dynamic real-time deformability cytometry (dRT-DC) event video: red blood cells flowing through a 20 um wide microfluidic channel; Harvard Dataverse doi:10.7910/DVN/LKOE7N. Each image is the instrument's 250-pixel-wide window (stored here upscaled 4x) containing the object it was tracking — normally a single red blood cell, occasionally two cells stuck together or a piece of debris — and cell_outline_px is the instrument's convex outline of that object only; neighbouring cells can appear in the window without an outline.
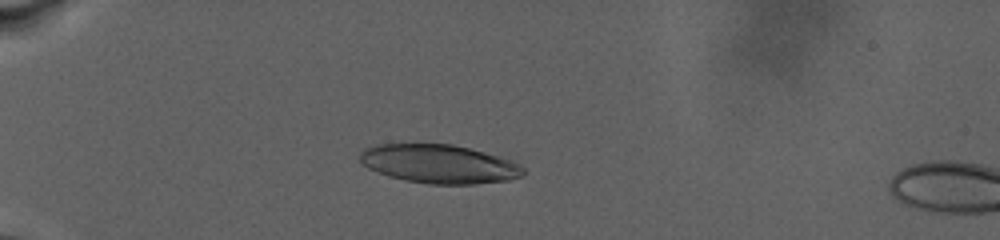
{"species": "human", "species_latin": "Homo sapiens", "temperature_condition": "warm", "stored_images_in_passage": 34, "camera_frame_rate_fps": 3000, "um_per_image_px": 0.085, "donor": {"sex": "male"}, "frame": {"image": 1, "passage_image": 10, "time_ms": 9.0, "image_size_px": [1000, 240], "cell_outline_px": [[528, 172], [524, 176], [508, 180], [476, 184], [428, 184], [404, 180], [388, 176], [376, 172], [368, 168], [360, 160], [360, 152], [364, 148], [376, 144], [452, 144], [484, 152], [512, 160], [520, 164]], "centroid_in_image_um": [37.35, 13.94], "position_along_channel_um": 47.6, "area_um2": 37.11}}
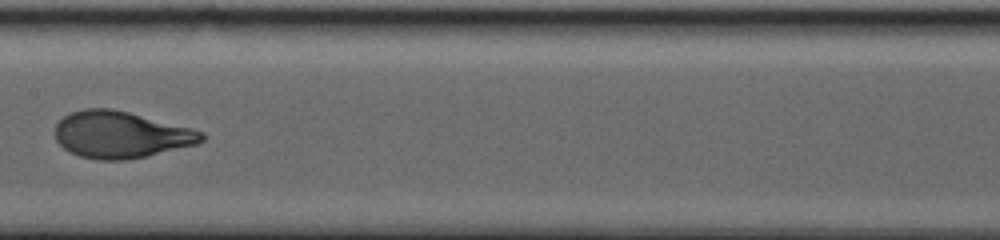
{"frame": {"image": 2, "passage_image": 23, "time_ms": 16.667, "image_size_px": [1000, 240], "cell_outline_px": [[204, 140], [196, 144], [148, 156], [128, 160], [96, 160], [80, 156], [64, 148], [56, 140], [52, 132], [56, 124], [68, 112], [84, 108], [112, 108], [192, 128], [204, 132]], "centroid_in_image_um": [10.23, 11.44], "position_along_channel_um": 197.2, "area_um2": 40.17}}
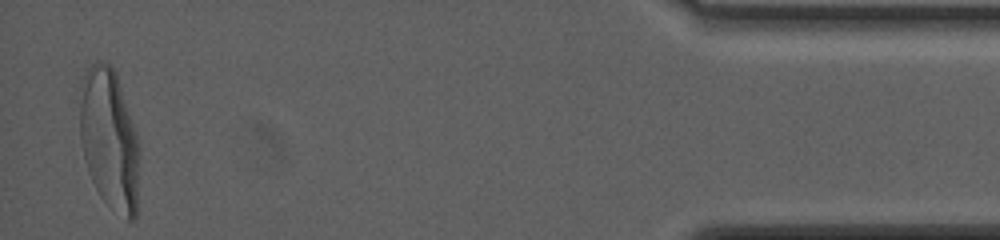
{"frame": {"image": 3, "passage_image": 34, "time_ms": 28.333, "image_size_px": [1000, 240], "cell_outline_px": [[140, 152], [136, 216], [132, 220], [128, 220], [108, 204], [100, 196], [92, 180], [84, 160], [80, 140], [80, 104], [84, 76], [88, 68], [92, 64], [100, 60], [104, 60], [116, 72], [136, 136]], "centroid_in_image_um": [9.3, 11.87], "position_along_channel_um": 425.9, "area_um2": 48.38}, "authors_computed_cell_mechanics": {"area_um2": 39.5063, "velocity_mm_per_s": 2.5327, "shape_relaxation_time_tau1_ms": 6.0988, "shape_relaxation_time_tau2_ms": null, "deformation_change_tau1": 0.2615, "deformation_change_tau2": null}}